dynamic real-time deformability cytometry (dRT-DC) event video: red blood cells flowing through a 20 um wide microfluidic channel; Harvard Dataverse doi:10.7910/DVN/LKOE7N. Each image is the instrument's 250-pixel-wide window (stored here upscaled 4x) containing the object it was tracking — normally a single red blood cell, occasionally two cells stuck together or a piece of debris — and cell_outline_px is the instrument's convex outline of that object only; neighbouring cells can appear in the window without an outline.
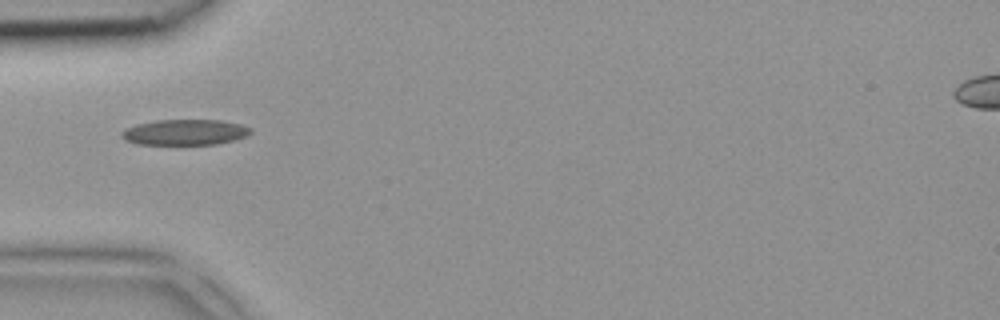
{"species": "common noctule bat (a hibernating species)", "species_latin": "Nyctalus noctula", "temperature_condition": "room temperature", "stored_images_in_passage": 2, "camera_frame_rate_fps": 3000, "um_per_image_px": 0.085, "animal": {"sex": "female", "body_mass_g": 18.4}, "frame": {"image": 1, "passage_image": 1, "time_ms": 0.0, "image_size_px": [1000, 320], "cell_outline_px": [[252, 132], [244, 136], [232, 140], [216, 144], [136, 144], [124, 140], [120, 136], [120, 132], [124, 128], [136, 124], [156, 120], [220, 120], [240, 124], [252, 128]], "centroid_in_image_um": [15.65, 11.23], "position_along_channel_um": 69.3, "area_um2": 19.31}}